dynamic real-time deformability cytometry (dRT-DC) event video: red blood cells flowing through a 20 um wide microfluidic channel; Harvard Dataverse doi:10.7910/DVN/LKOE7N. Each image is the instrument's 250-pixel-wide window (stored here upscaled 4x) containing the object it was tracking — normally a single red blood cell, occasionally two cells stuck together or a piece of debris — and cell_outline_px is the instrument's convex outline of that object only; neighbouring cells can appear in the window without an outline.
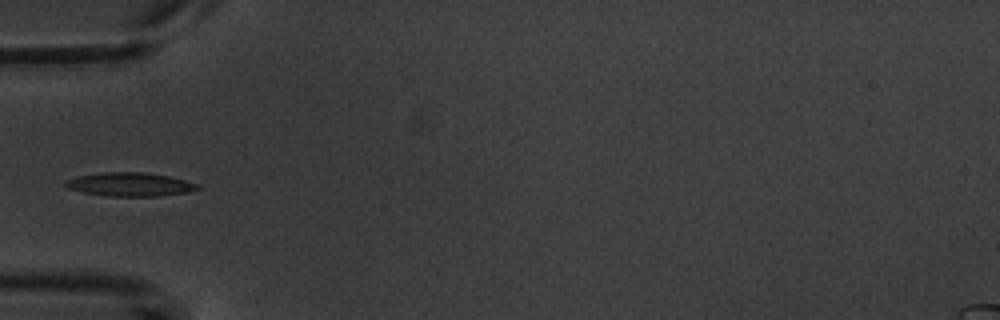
{"species": "common noctule bat (a hibernating species)", "species_latin": "Nyctalus noctula", "temperature_condition": "warm", "stored_images_in_passage": 9, "camera_frame_rate_fps": 3000, "um_per_image_px": 0.085, "animal": {"sex": "male", "body_mass_g": 20.1, "forearm_length_mm": 53.5}, "frame": {"image": 1, "passage_image": 6, "time_ms": 6.0, "image_size_px": [1000, 320], "cell_outline_px": [[200, 188], [188, 192], [160, 196], [108, 196], [84, 192], [68, 188], [64, 184], [64, 180], [76, 176], [100, 172], [144, 172], [168, 176], [184, 180], [196, 184]], "centroid_in_image_um": [11.0, 15.67], "position_along_channel_um": 74.0, "area_um2": 18.15}}
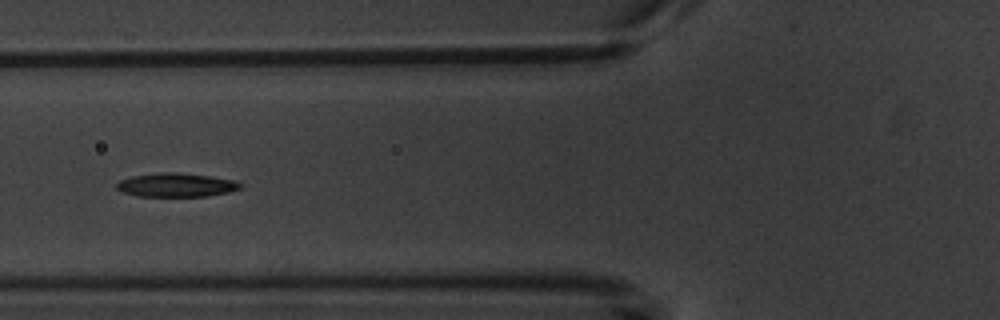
{"frame": {"image": 2, "passage_image": 7, "time_ms": 7.0, "image_size_px": [1000, 320], "cell_outline_px": [[244, 188], [228, 192], [208, 196], [136, 196], [124, 192], [116, 188], [116, 184], [120, 180], [132, 176], [160, 172], [176, 172], [212, 176], [236, 180], [244, 184]], "centroid_in_image_um": [15.05, 15.72], "position_along_channel_um": 110.8, "area_um2": 17.34}}
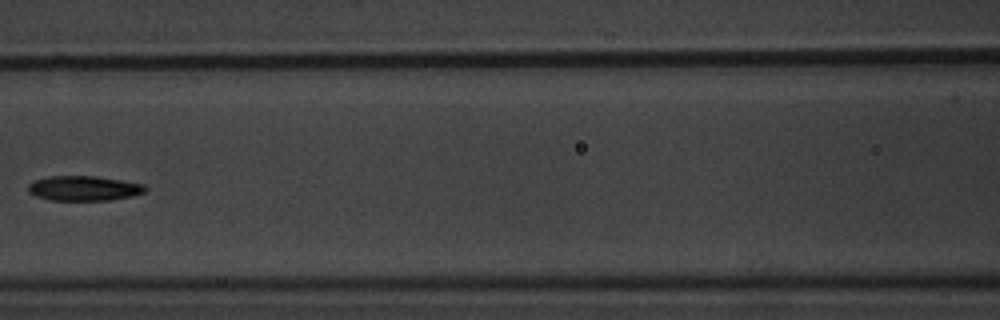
{"frame": {"image": 3, "passage_image": 8, "time_ms": 8.333, "image_size_px": [1000, 320], "cell_outline_px": [[148, 188], [144, 192], [132, 196], [112, 200], [48, 200], [36, 196], [28, 192], [28, 184], [32, 180], [48, 176], [96, 176], [144, 184]], "centroid_in_image_um": [7.1, 16.0], "position_along_channel_um": 159.5, "area_um2": 17.11}}